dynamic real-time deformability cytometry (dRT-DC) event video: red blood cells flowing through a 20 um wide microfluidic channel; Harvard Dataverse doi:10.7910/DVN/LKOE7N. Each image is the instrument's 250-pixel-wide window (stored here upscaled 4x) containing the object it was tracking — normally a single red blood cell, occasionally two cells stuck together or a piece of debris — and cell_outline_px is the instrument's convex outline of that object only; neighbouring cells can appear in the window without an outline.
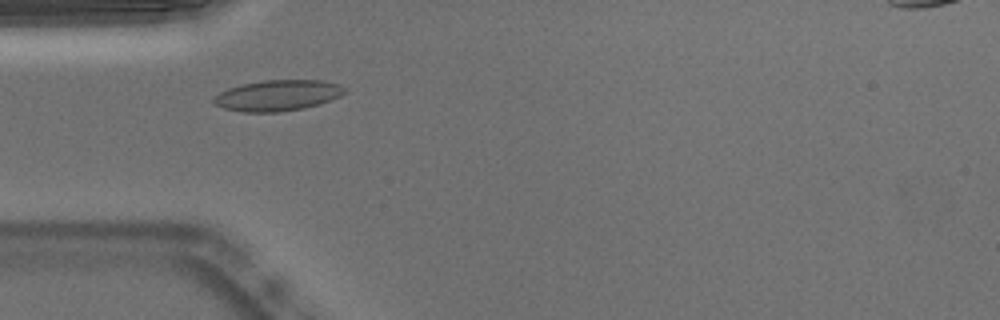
{"species": "Egyptian fruit bat (a non-hibernating species)", "species_latin": "Rousettus aegyptiacus", "temperature_condition": "warm", "stored_images_in_passage": 44, "camera_frame_rate_fps": 3000, "um_per_image_px": 0.085, "animal": {"sex": "male"}, "frame": {"image": 1, "passage_image": 7, "time_ms": 2.0, "image_size_px": [1000, 320], "cell_outline_px": [[348, 88], [340, 96], [320, 104], [304, 108], [280, 112], [244, 112], [224, 108], [216, 104], [212, 100], [220, 92], [228, 88], [244, 84], [264, 80], [324, 80], [340, 84]], "centroid_in_image_um": [23.65, 8.11], "position_along_channel_um": 61.3, "area_um2": 23.52}, "authors_computed_cell_mechanics": {"area_um2": 22.542, "velocity_mm_per_s": 3.7502, "shape_relaxation_time_tau1_ms": null, "shape_relaxation_time_tau2_ms": 1.0181, "deformation_change_tau1": null, "deformation_change_tau2": 0.0539}}